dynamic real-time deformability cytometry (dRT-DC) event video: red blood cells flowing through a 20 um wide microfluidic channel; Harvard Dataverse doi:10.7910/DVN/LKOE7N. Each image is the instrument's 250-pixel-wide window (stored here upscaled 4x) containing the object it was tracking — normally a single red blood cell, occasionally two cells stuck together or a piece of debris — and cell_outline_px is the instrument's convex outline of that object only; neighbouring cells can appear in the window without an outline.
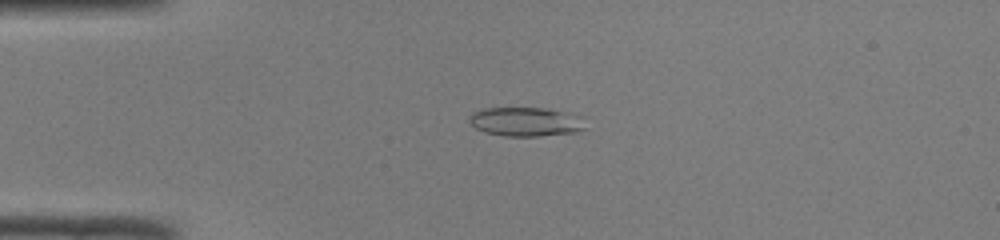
{"species": "common noctule bat (a hibernating species)", "species_latin": "Nyctalus noctula", "temperature_condition": "room temperature", "stored_images_in_passage": 41, "camera_frame_rate_fps": 3000, "um_per_image_px": 0.085, "animal": {"sex": "male", "body_mass_g": 19.0, "forearm_length_mm": 50.8}, "frame": {"image": 1, "passage_image": 4, "time_ms": 1.0, "image_size_px": [1000, 240], "cell_outline_px": [[588, 128], [576, 132], [540, 136], [504, 136], [484, 132], [476, 128], [468, 120], [468, 116], [472, 112], [484, 108], [544, 108], [588, 116]], "centroid_in_image_um": [44.8, 10.34], "position_along_channel_um": 40.2, "area_um2": 20.29}}
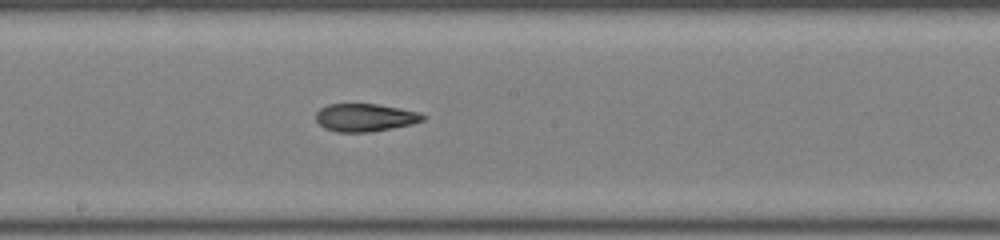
{"frame": {"image": 2, "passage_image": 19, "time_ms": 6.0, "image_size_px": [1000, 240], "cell_outline_px": [[424, 120], [412, 124], [372, 132], [336, 132], [324, 128], [316, 120], [316, 112], [320, 108], [328, 104], [376, 104], [400, 108], [420, 112], [424, 116]], "centroid_in_image_um": [31.02, 9.99], "position_along_channel_um": 217.2, "area_um2": 17.4}}
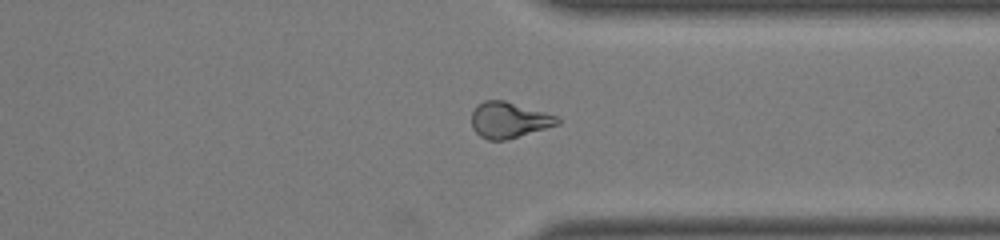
{"frame": {"image": 3, "passage_image": 30, "time_ms": 9.667, "image_size_px": [1000, 240], "cell_outline_px": [[560, 124], [508, 140], [488, 140], [480, 136], [472, 128], [472, 112], [476, 104], [484, 100], [504, 100], [560, 116]], "centroid_in_image_um": [43.28, 10.2], "position_along_channel_um": 368.1, "area_um2": 18.26}, "authors_computed_cell_mechanics": {"area_um2": 18.0336, "velocity_mm_per_s": 4.1141, "shape_relaxation_time_tau1_ms": 10.9551, "shape_relaxation_time_tau2_ms": 2.9683, "deformation_change_tau1": 0.265, "deformation_change_tau2": 0.1074}}